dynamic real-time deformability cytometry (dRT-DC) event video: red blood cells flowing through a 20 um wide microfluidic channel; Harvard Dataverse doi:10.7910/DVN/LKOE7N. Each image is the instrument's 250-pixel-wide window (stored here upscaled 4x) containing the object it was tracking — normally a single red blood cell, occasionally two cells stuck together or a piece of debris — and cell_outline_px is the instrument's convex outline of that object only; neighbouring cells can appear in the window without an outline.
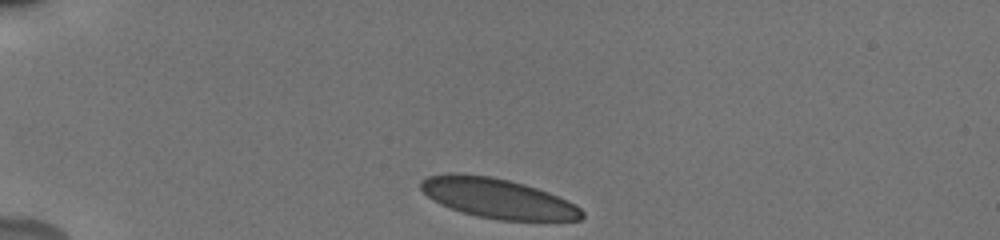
{"species": "human", "species_latin": "Homo sapiens", "temperature_condition": "cold", "stored_images_in_passage": 36, "camera_frame_rate_fps": 3000, "um_per_image_px": 0.085, "donor": {"sex": "male"}, "frame": {"image": 1, "passage_image": 1, "time_ms": 0.0, "image_size_px": [1000, 240], "cell_outline_px": [[584, 216], [580, 220], [500, 220], [476, 216], [440, 204], [432, 200], [420, 188], [420, 180], [428, 176], [448, 172], [452, 172], [492, 176], [524, 184], [548, 192], [580, 208], [584, 212]], "centroid_in_image_um": [42.25, 16.84], "position_along_channel_um": 42.8, "area_um2": 37.17}}
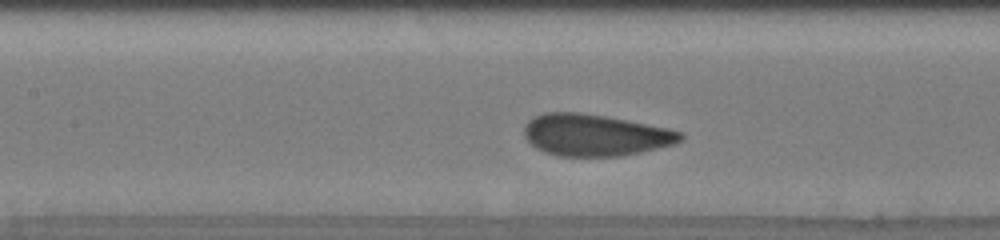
{"frame": {"image": 2, "passage_image": 14, "time_ms": 4.333, "image_size_px": [1000, 240], "cell_outline_px": [[684, 136], [676, 144], [640, 152], [620, 156], [556, 156], [544, 152], [536, 148], [524, 136], [524, 124], [528, 120], [544, 112], [580, 112], [604, 116], [668, 128], [680, 132]], "centroid_in_image_um": [50.55, 11.48], "position_along_channel_um": 156.9, "area_um2": 37.92}}
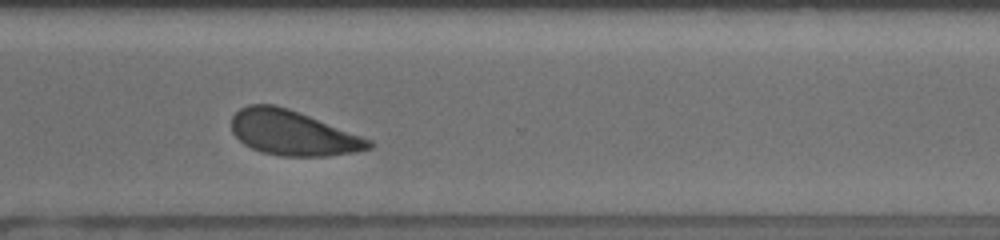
{"frame": {"image": 3, "passage_image": 29, "time_ms": 9.333, "image_size_px": [1000, 240], "cell_outline_px": [[376, 144], [372, 148], [352, 152], [328, 156], [280, 156], [260, 152], [244, 144], [232, 132], [232, 116], [240, 108], [248, 104], [276, 104], [288, 108], [372, 140]], "centroid_in_image_um": [24.87, 11.3], "position_along_channel_um": 345.7, "area_um2": 35.84}, "authors_computed_cell_mechanics": {"area_um2": 37.5989, "velocity_mm_per_s": 3.7832, "shape_relaxation_time_tau1_ms": 3.3061, "shape_relaxation_time_tau2_ms": null, "deformation_change_tau1": 0.097, "deformation_change_tau2": null}}